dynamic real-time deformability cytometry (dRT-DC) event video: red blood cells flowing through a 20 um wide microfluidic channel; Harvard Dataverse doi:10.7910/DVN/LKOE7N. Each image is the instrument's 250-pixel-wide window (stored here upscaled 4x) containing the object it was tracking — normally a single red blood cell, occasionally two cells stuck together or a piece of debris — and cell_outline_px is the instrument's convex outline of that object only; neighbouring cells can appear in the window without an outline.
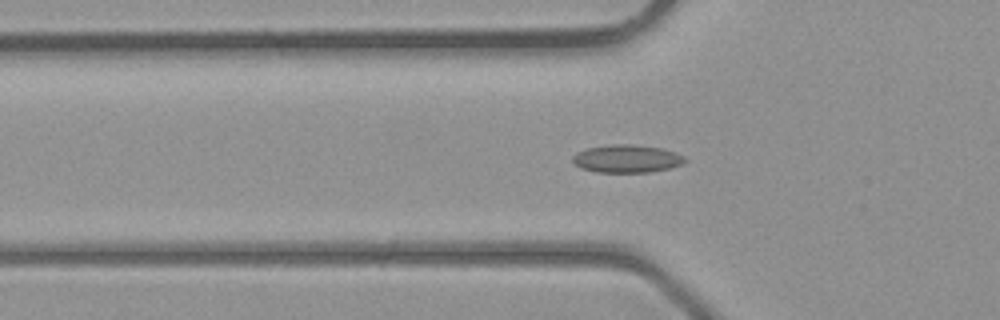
{"species": "common noctule bat (a hibernating species)", "species_latin": "Nyctalus noctula", "temperature_condition": "room temperature", "stored_images_in_passage": 41, "camera_frame_rate_fps": 3000, "um_per_image_px": 0.085, "animal": {"sex": "male", "body_mass_g": 23.1, "forearm_length_mm": 52.7}, "frame": {"image": 1, "passage_image": 14, "time_ms": 4.333, "image_size_px": [1000, 320], "cell_outline_px": [[688, 160], [684, 164], [668, 168], [648, 172], [596, 172], [580, 168], [572, 160], [572, 156], [576, 152], [588, 148], [608, 144], [632, 144], [660, 148], [676, 152], [684, 156]], "centroid_in_image_um": [53.28, 13.48], "position_along_channel_um": 72.5, "area_um2": 18.32}}
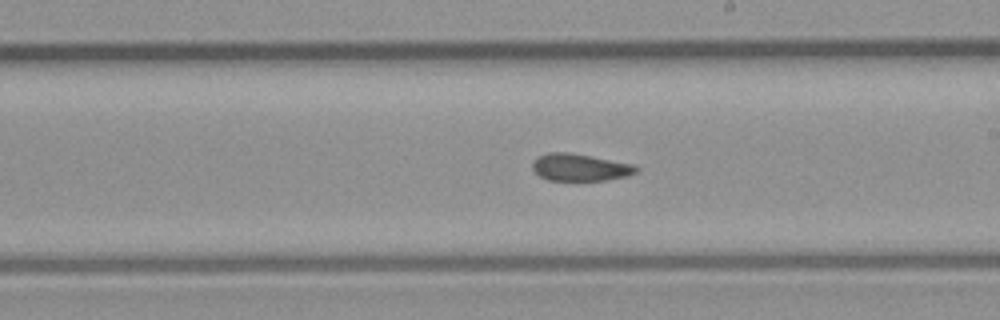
{"frame": {"image": 2, "passage_image": 24, "time_ms": 7.667, "image_size_px": [1000, 320], "cell_outline_px": [[640, 168], [636, 172], [628, 176], [604, 180], [548, 180], [540, 176], [532, 168], [532, 160], [536, 156], [548, 152], [568, 152], [592, 156], [636, 164]], "centroid_in_image_um": [49.31, 14.21], "position_along_channel_um": 239.7, "area_um2": 16.65}}
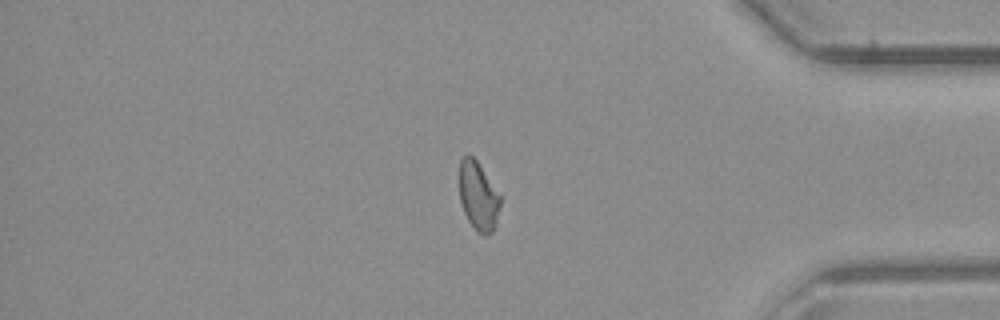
{"frame": {"image": 3, "passage_image": 35, "time_ms": 11.333, "image_size_px": [1000, 320], "cell_outline_px": [[500, 204], [496, 228], [492, 232], [476, 232], [468, 220], [464, 212], [460, 200], [460, 160], [464, 156], [472, 156], [476, 160], [500, 196]], "centroid_in_image_um": [40.65, 16.69], "position_along_channel_um": 394.5, "area_um2": 15.95}}